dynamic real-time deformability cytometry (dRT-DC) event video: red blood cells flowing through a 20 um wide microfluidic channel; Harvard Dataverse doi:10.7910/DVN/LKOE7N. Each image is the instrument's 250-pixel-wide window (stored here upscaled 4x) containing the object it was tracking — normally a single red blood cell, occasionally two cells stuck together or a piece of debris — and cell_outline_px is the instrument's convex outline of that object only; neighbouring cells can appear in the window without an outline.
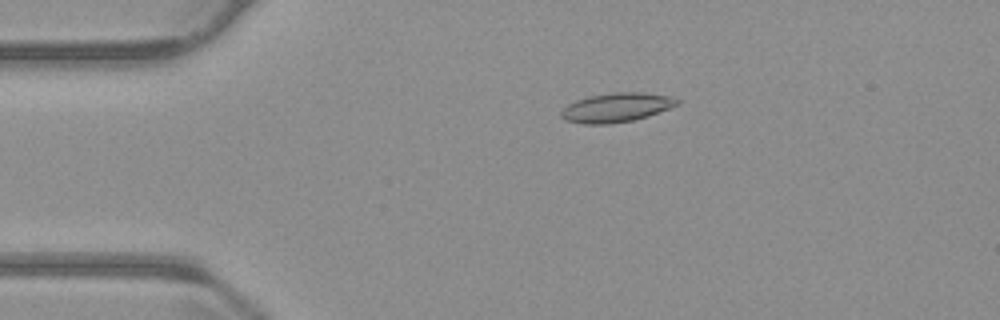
{"species": "common noctule bat (a hibernating species)", "species_latin": "Nyctalus noctula", "temperature_condition": "warm", "stored_images_in_passage": 55, "camera_frame_rate_fps": 3000, "um_per_image_px": 0.085, "animal": {"sex": "male", "body_mass_g": 23.1, "forearm_length_mm": 52.7}, "frame": {"image": 1, "passage_image": 11, "time_ms": 3.333, "image_size_px": [1000, 320], "cell_outline_px": [[680, 104], [648, 116], [632, 120], [608, 124], [584, 124], [564, 120], [560, 116], [560, 112], [568, 104], [576, 100], [588, 96], [612, 92], [640, 92], [672, 96], [680, 100]], "centroid_in_image_um": [52.39, 9.13], "position_along_channel_um": 32.6, "area_um2": 19.83}}
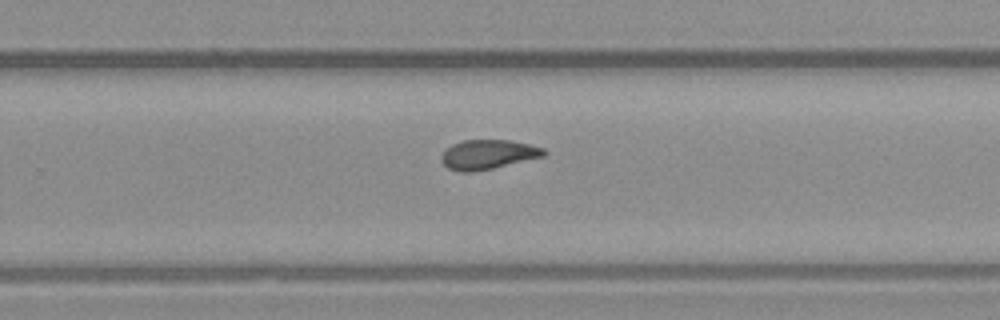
{"frame": {"image": 2, "passage_image": 35, "time_ms": 11.333, "image_size_px": [1000, 320], "cell_outline_px": [[548, 152], [544, 156], [492, 168], [472, 172], [460, 172], [448, 168], [444, 164], [440, 156], [452, 144], [460, 140], [512, 140], [544, 148]], "centroid_in_image_um": [41.48, 13.12], "position_along_channel_um": 288.3, "area_um2": 17.51}}
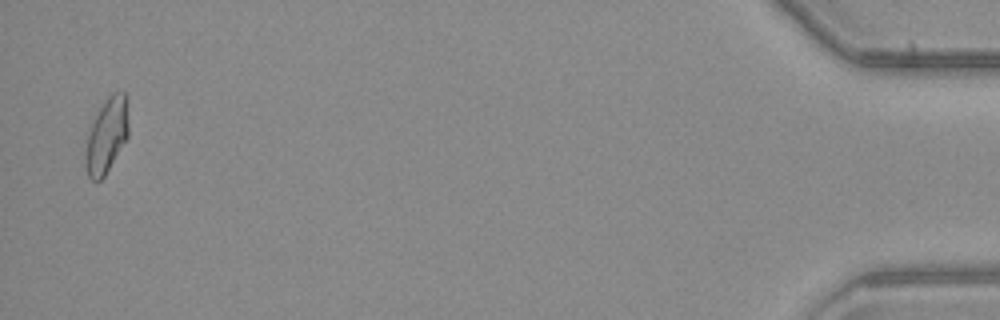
{"frame": {"image": 3, "passage_image": 54, "time_ms": 17.667, "image_size_px": [1000, 320], "cell_outline_px": [[128, 136], [104, 176], [100, 180], [92, 180], [88, 176], [84, 156], [88, 136], [92, 120], [104, 100], [112, 92], [124, 92], [128, 96]], "centroid_in_image_um": [9.08, 11.46], "position_along_channel_um": 426.1, "area_um2": 18.84}, "authors_computed_cell_mechanics": {"area_um2": 18.207, "velocity_mm_per_s": 3.7272, "shape_relaxation_time_tau1_ms": null, "shape_relaxation_time_tau2_ms": 4.1759, "deformation_change_tau1": null, "deformation_change_tau2": 0.104}}